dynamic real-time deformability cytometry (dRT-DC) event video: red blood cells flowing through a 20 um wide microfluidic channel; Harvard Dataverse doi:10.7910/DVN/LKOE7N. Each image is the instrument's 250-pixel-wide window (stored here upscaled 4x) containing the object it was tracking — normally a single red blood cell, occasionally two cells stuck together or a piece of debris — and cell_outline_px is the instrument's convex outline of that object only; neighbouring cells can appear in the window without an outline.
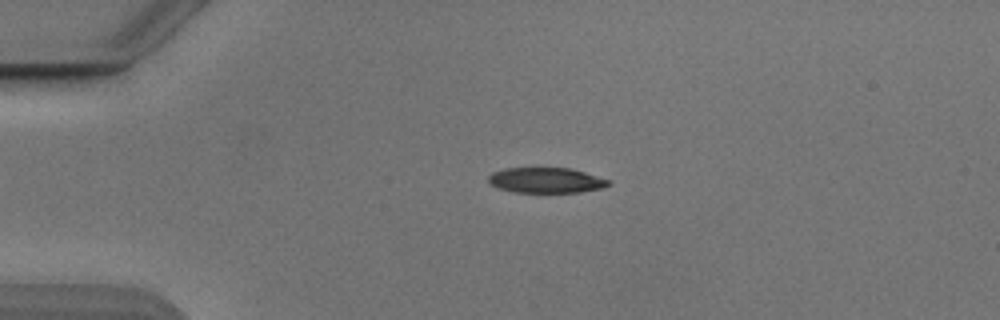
{"species": "Egyptian fruit bat (a non-hibernating species)", "species_latin": "Rousettus aegyptiacus", "temperature_condition": "cold", "stored_images_in_passage": 53, "camera_frame_rate_fps": 3000, "um_per_image_px": 0.085, "animal": {"sex": "male"}, "frame": {"image": 1, "passage_image": 12, "time_ms": 3.667, "image_size_px": [1000, 320], "cell_outline_px": [[612, 184], [604, 188], [580, 192], [516, 192], [496, 188], [488, 180], [488, 176], [492, 172], [504, 168], [568, 168], [584, 172], [608, 180]], "centroid_in_image_um": [46.4, 15.32], "position_along_channel_um": 38.6, "area_um2": 17.69}}
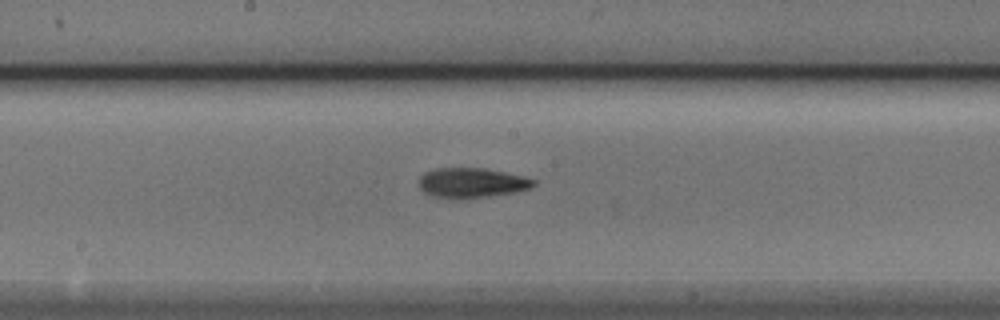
{"frame": {"image": 2, "passage_image": 28, "time_ms": 9.0, "image_size_px": [1000, 320], "cell_outline_px": [[536, 184], [532, 188], [516, 192], [488, 196], [432, 196], [424, 192], [420, 188], [420, 176], [424, 172], [436, 168], [484, 168], [524, 176], [536, 180]], "centroid_in_image_um": [40.15, 15.5], "position_along_channel_um": 208.0, "area_um2": 19.42}}
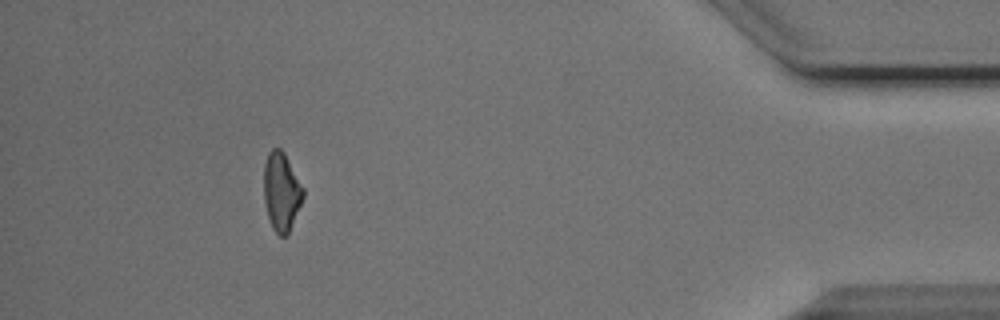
{"frame": {"image": 3, "passage_image": 48, "time_ms": 15.667, "image_size_px": [1000, 320], "cell_outline_px": [[304, 196], [288, 232], [284, 236], [280, 236], [272, 228], [268, 216], [264, 200], [264, 164], [268, 152], [272, 148], [280, 148], [284, 152], [304, 188]], "centroid_in_image_um": [23.91, 16.25], "position_along_channel_um": 411.3, "area_um2": 17.8}, "authors_computed_cell_mechanics": {"area_um2": 18.9584, "velocity_mm_per_s": 3.8772, "shape_relaxation_time_tau1_ms": 3.7264, "shape_relaxation_time_tau2_ms": 9.5601, "deformation_change_tau1": 0.1588, "deformation_change_tau2": 0.2085}}